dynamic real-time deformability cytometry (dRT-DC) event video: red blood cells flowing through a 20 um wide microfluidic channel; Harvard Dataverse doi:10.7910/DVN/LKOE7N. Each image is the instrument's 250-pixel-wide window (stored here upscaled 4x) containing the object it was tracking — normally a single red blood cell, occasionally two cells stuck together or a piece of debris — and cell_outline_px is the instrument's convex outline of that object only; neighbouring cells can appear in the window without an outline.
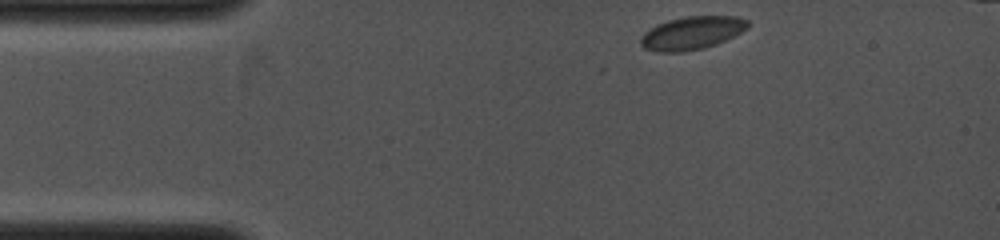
{"species": "common noctule bat (a hibernating species)", "species_latin": "Nyctalus noctula", "temperature_condition": "cold", "stored_images_in_passage": 3, "camera_frame_rate_fps": 4000, "um_per_image_px": 0.085, "animal": {"sex": "female", "body_mass_g": 19.0, "forearm_length_mm": 53.3}, "frame": {"image": 1, "passage_image": 1, "time_ms": 0.0, "image_size_px": [1000, 240], "cell_outline_px": [[748, 28], [716, 44], [704, 48], [680, 52], [656, 52], [644, 48], [640, 44], [640, 36], [644, 32], [656, 24], [668, 20], [688, 16], [736, 16], [748, 20]], "centroid_in_image_um": [58.76, 2.8], "position_along_channel_um": 26.2, "area_um2": 20.63}}